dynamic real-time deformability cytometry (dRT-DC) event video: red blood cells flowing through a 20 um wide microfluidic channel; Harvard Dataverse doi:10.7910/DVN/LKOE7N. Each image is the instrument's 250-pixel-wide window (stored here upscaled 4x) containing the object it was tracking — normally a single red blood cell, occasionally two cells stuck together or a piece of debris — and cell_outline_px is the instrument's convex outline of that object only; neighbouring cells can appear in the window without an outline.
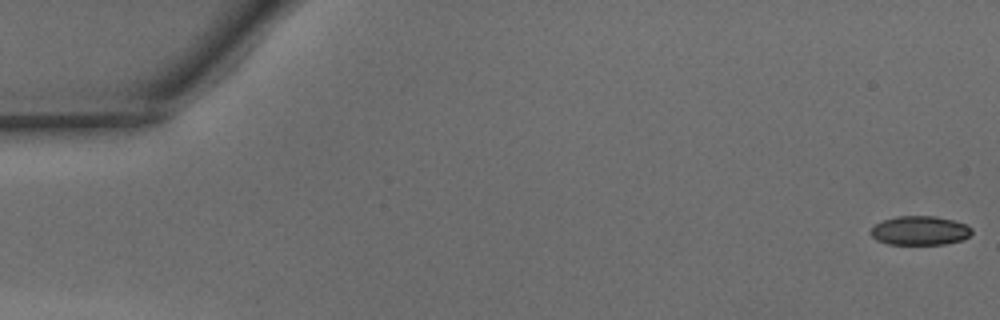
{"species": "common noctule bat (a hibernating species)", "species_latin": "Nyctalus noctula", "temperature_condition": "warm", "stored_images_in_passage": 44, "camera_frame_rate_fps": 3000, "um_per_image_px": 0.085, "animal": {"sex": "male", "body_mass_g": 15.6}, "frame": {"image": 1, "passage_image": 1, "time_ms": 0.0, "image_size_px": [1000, 320], "cell_outline_px": [[972, 232], [964, 240], [944, 244], [888, 244], [876, 240], [868, 232], [876, 224], [884, 220], [896, 216], [936, 216], [952, 220], [964, 224], [972, 228]], "centroid_in_image_um": [78.18, 19.6], "position_along_channel_um": 6.8, "area_um2": 17.11}}
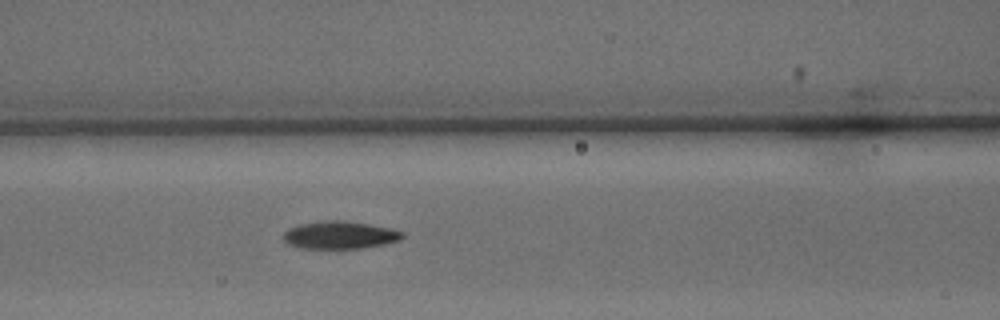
{"frame": {"image": 2, "passage_image": 21, "time_ms": 6.667, "image_size_px": [1000, 320], "cell_outline_px": [[404, 236], [400, 240], [384, 244], [360, 248], [300, 248], [288, 244], [284, 240], [284, 232], [288, 228], [300, 224], [324, 220], [344, 220], [392, 228], [404, 232]], "centroid_in_image_um": [28.89, 19.97], "position_along_channel_um": 137.7, "area_um2": 19.19}}
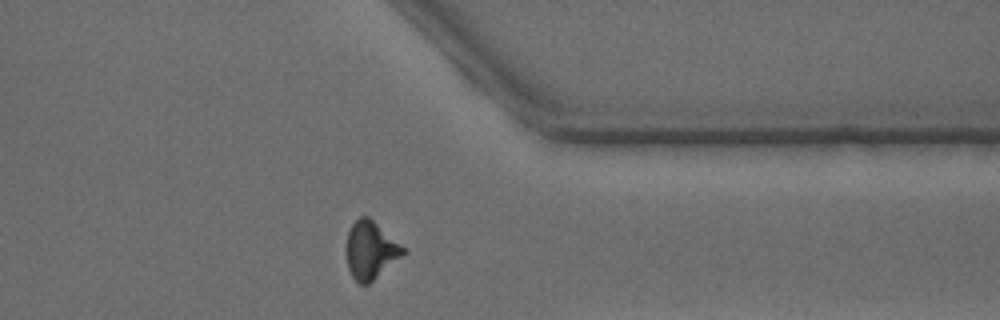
{"frame": {"image": 3, "passage_image": 39, "time_ms": 12.667, "image_size_px": [1000, 320], "cell_outline_px": [[408, 252], [368, 284], [360, 284], [352, 276], [348, 268], [348, 232], [352, 224], [360, 216], [368, 216], [404, 248]], "centroid_in_image_um": [31.52, 21.28], "position_along_channel_um": 379.9, "area_um2": 18.55}}